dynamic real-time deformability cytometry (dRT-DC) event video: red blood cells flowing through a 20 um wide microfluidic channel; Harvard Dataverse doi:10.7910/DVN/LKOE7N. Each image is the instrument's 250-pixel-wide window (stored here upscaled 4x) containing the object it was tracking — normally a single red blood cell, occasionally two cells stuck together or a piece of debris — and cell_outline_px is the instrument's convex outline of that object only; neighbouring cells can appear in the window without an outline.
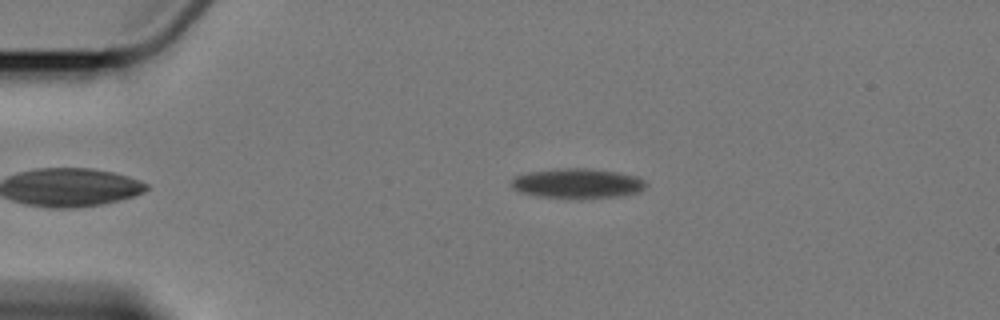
{"species": "Egyptian fruit bat (a non-hibernating species)", "species_latin": "Rousettus aegyptiacus", "temperature_condition": "cold", "stored_images_in_passage": 5, "camera_frame_rate_fps": 3000, "um_per_image_px": 0.085, "animal": {"sex": "female"}, "frame": {"image": 1, "passage_image": 5, "time_ms": 5.667, "image_size_px": [1000, 320], "cell_outline_px": [[648, 184], [640, 192], [624, 196], [576, 200], [536, 196], [520, 192], [512, 188], [512, 176], [528, 172], [568, 168], [592, 168], [616, 172], [636, 176], [644, 180]], "centroid_in_image_um": [49.1, 15.62], "position_along_channel_um": 35.9, "area_um2": 24.04}}